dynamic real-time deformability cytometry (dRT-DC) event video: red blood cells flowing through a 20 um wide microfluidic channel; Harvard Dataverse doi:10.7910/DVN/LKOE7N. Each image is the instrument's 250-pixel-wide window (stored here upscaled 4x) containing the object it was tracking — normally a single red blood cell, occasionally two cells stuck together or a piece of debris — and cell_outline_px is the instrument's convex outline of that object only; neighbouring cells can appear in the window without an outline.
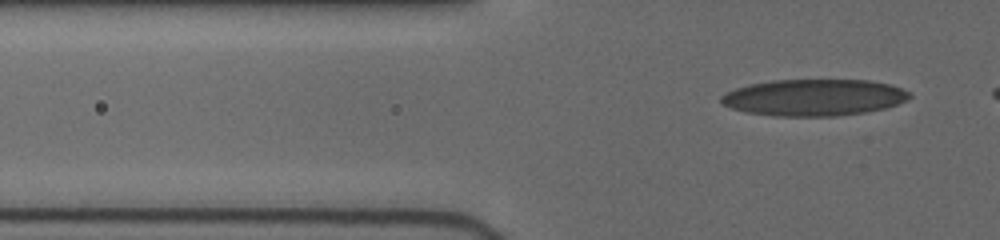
{"species": "human", "species_latin": "Homo sapiens", "temperature_condition": "cold", "stored_images_in_passage": 4, "segment_of_instrument_passage": [2, 2], "camera_frame_rate_fps": 3000, "um_per_image_px": 0.085, "donor": {"sex": "female"}, "frame": {"image": 1, "passage_image": 4, "time_ms": 2.667, "image_size_px": [1000, 240], "cell_outline_px": [[912, 96], [908, 100], [884, 108], [864, 112], [836, 116], [776, 116], [744, 112], [732, 108], [724, 104], [720, 100], [720, 96], [736, 88], [748, 84], [772, 80], [868, 80], [888, 84], [912, 92]], "centroid_in_image_um": [69.19, 8.28], "position_along_channel_um": 56.6, "area_um2": 40.17}}